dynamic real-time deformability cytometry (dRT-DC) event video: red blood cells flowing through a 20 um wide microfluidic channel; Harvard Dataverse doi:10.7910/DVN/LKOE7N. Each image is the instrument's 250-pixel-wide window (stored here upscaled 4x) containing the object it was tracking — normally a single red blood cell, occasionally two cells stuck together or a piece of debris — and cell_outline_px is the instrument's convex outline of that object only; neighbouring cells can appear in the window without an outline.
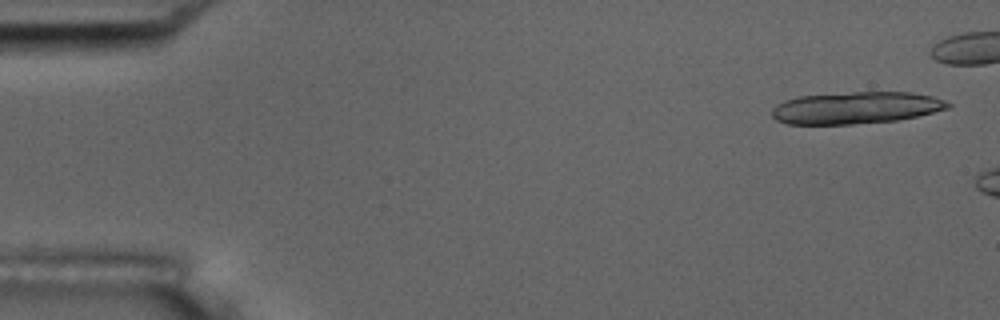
{"species": "common noctule bat (a hibernating species)", "species_latin": "Nyctalus noctula", "temperature_condition": "room temperature", "stored_images_in_passage": 7, "camera_frame_rate_fps": 3000, "um_per_image_px": 0.085, "animal": {"sex": "male", "body_mass_g": 17.5, "forearm_length_mm": 52.3}, "frame": {"image": 1, "passage_image": 2, "time_ms": 0.333, "image_size_px": [1000, 320], "cell_outline_px": [[952, 104], [948, 108], [916, 116], [896, 120], [852, 124], [788, 124], [776, 120], [772, 116], [772, 108], [776, 104], [784, 100], [800, 96], [852, 92], [912, 92], [932, 96], [944, 100]], "centroid_in_image_um": [72.73, 9.16], "position_along_channel_um": 12.3, "area_um2": 32.66}}